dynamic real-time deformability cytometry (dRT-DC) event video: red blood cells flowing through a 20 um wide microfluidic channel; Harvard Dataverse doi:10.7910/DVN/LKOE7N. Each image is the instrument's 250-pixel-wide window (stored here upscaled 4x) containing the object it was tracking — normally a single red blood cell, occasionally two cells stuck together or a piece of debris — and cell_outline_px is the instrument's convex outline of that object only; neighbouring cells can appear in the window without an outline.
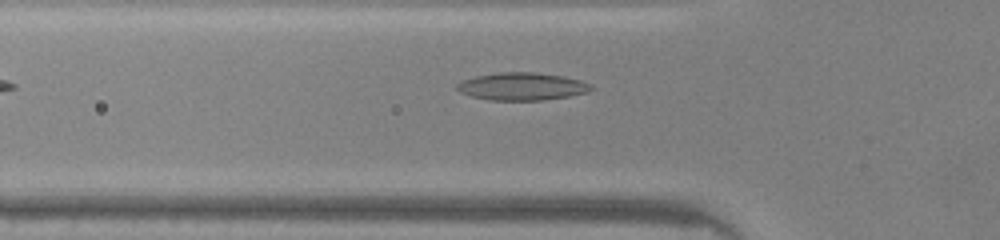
{"species": "common noctule bat (a hibernating species)", "species_latin": "Nyctalus noctula", "temperature_condition": "warm", "stored_images_in_passage": 31, "camera_frame_rate_fps": 3000, "um_per_image_px": 0.085, "animal": {"sex": "male", "body_mass_g": 20.0, "forearm_length_mm": 53.3}, "frame": {"image": 1, "passage_image": 2, "time_ms": 0.333, "image_size_px": [1000, 240], "cell_outline_px": [[596, 88], [588, 92], [568, 96], [544, 100], [488, 100], [472, 96], [460, 92], [456, 88], [456, 84], [464, 80], [476, 76], [500, 72], [536, 72], [564, 76], [580, 80], [592, 84]], "centroid_in_image_um": [44.41, 7.34], "position_along_channel_um": 81.4, "area_um2": 21.68}}
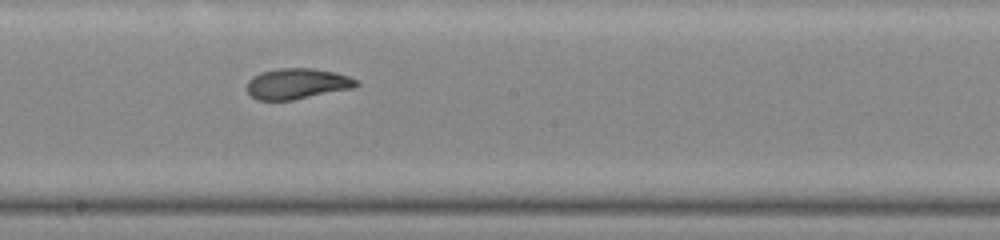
{"frame": {"image": 2, "passage_image": 12, "time_ms": 3.667, "image_size_px": [1000, 240], "cell_outline_px": [[360, 84], [356, 88], [292, 100], [256, 100], [248, 92], [248, 80], [252, 76], [260, 72], [276, 68], [312, 68], [332, 72], [348, 76], [356, 80]], "centroid_in_image_um": [25.26, 7.11], "position_along_channel_um": 222.9, "area_um2": 19.65}}
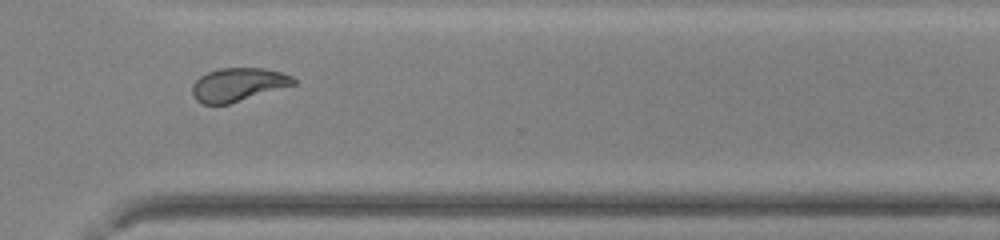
{"frame": {"image": 3, "passage_image": 21, "time_ms": 6.667, "image_size_px": [1000, 240], "cell_outline_px": [[296, 84], [228, 104], [204, 104], [196, 100], [192, 96], [192, 84], [200, 76], [208, 72], [220, 68], [260, 68], [280, 72], [292, 76], [296, 80]], "centroid_in_image_um": [20.21, 7.19], "position_along_channel_um": 350.4, "area_um2": 19.54}}